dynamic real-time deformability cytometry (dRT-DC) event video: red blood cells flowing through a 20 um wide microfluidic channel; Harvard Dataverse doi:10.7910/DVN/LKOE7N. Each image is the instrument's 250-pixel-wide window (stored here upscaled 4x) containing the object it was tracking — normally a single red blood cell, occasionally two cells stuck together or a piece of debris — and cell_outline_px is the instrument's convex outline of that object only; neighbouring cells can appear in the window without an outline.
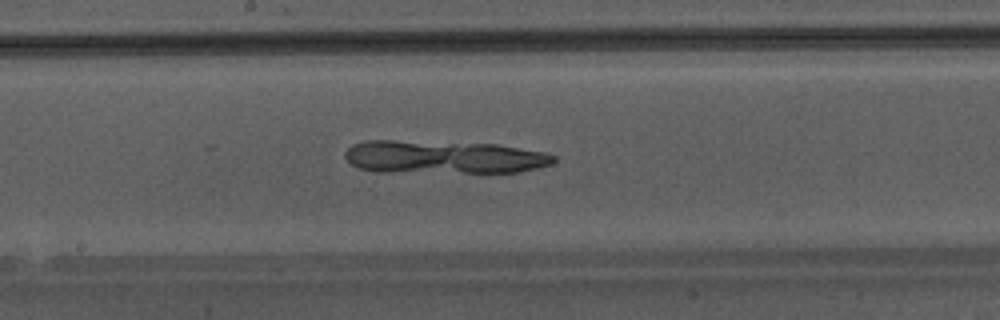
{"species": "Egyptian fruit bat (a non-hibernating species)", "species_latin": "Rousettus aegyptiacus", "temperature_condition": "warm", "stored_images_in_passage": 27, "camera_frame_rate_fps": 3000, "um_per_image_px": 0.085, "animal": {"sex": "male"}, "frame": {"image": 1, "passage_image": 12, "time_ms": 3.667, "image_size_px": [1000, 320], "cell_outline_px": [[556, 160], [552, 164], [536, 168], [516, 172], [376, 172], [360, 168], [352, 164], [344, 156], [344, 152], [352, 144], [364, 140], [392, 140], [496, 144], [548, 152], [556, 156]], "centroid_in_image_um": [37.7, 13.35], "position_along_channel_um": 210.5, "area_um2": 40.52}}